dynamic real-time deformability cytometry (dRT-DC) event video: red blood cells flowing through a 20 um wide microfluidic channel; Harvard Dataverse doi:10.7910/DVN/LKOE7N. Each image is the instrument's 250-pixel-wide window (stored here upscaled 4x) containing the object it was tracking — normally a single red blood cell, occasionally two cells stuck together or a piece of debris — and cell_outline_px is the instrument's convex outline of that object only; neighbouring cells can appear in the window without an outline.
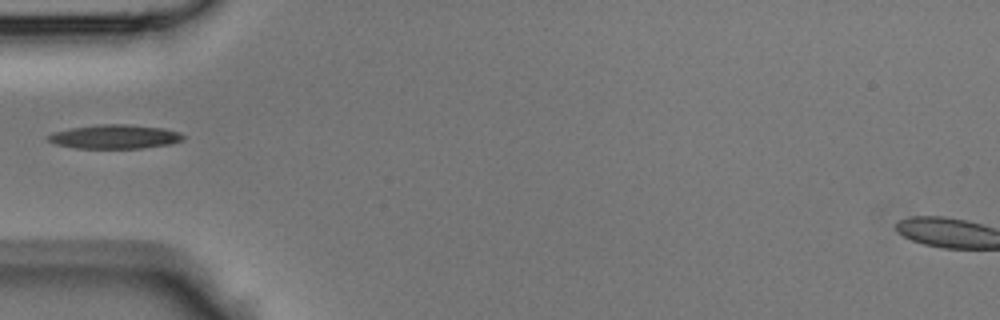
{"species": "Egyptian fruit bat (a non-hibernating species)", "species_latin": "Rousettus aegyptiacus", "temperature_condition": "room temperature", "stored_images_in_passage": 26, "camera_frame_rate_fps": 3000, "um_per_image_px": 0.085, "animal": {"sex": "male"}, "frame": {"image": 1, "passage_image": 1, "time_ms": 0.0, "image_size_px": [1000, 320], "cell_outline_px": [[184, 140], [172, 144], [140, 148], [76, 148], [56, 144], [48, 140], [44, 136], [52, 132], [72, 128], [100, 124], [128, 124], [164, 128], [180, 132], [184, 136]], "centroid_in_image_um": [9.77, 11.61], "position_along_channel_um": 75.2, "area_um2": 19.02}}
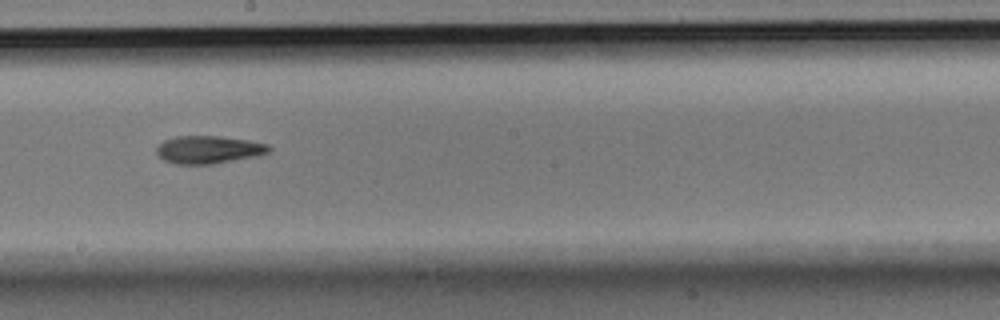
{"frame": {"image": 2, "passage_image": 11, "time_ms": 3.333, "image_size_px": [1000, 320], "cell_outline_px": [[272, 148], [268, 152], [260, 156], [212, 164], [176, 164], [164, 160], [156, 152], [156, 148], [164, 140], [176, 136], [220, 136], [248, 140], [268, 144]], "centroid_in_image_um": [17.76, 12.72], "position_along_channel_um": 230.4, "area_um2": 18.26}}
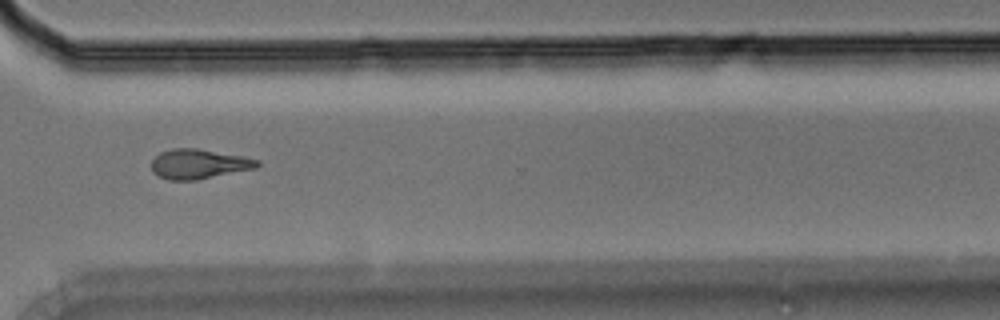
{"frame": {"image": 3, "passage_image": 19, "time_ms": 6.0, "image_size_px": [1000, 320], "cell_outline_px": [[260, 164], [256, 168], [196, 180], [168, 180], [152, 172], [152, 160], [160, 152], [172, 148], [196, 148], [244, 156], [260, 160]], "centroid_in_image_um": [16.91, 13.93], "position_along_channel_um": 353.7, "area_um2": 18.32}}